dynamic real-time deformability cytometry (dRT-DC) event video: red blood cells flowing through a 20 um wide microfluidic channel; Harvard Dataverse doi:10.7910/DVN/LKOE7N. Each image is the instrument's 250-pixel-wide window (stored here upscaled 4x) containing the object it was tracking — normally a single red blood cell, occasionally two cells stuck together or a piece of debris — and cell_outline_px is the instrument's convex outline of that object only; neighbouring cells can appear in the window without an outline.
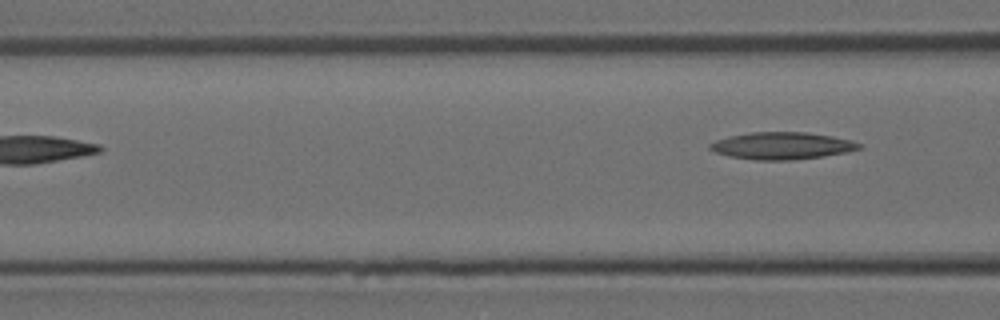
{"species": "Egyptian fruit bat (a non-hibernating species)", "species_latin": "Rousettus aegyptiacus", "temperature_condition": "room temperature", "stored_images_in_passage": 3, "camera_frame_rate_fps": 3000, "um_per_image_px": 0.085, "animal": {"sex": "female"}, "frame": {"image": 1, "passage_image": 3, "time_ms": 0.667, "image_size_px": [1000, 320], "cell_outline_px": [[864, 148], [848, 152], [824, 156], [792, 160], [756, 160], [728, 156], [716, 152], [708, 148], [708, 144], [716, 140], [728, 136], [752, 132], [804, 132], [832, 136], [852, 140], [864, 144]], "centroid_in_image_um": [66.51, 12.39], "position_along_channel_um": 100.1, "area_um2": 23.81}}